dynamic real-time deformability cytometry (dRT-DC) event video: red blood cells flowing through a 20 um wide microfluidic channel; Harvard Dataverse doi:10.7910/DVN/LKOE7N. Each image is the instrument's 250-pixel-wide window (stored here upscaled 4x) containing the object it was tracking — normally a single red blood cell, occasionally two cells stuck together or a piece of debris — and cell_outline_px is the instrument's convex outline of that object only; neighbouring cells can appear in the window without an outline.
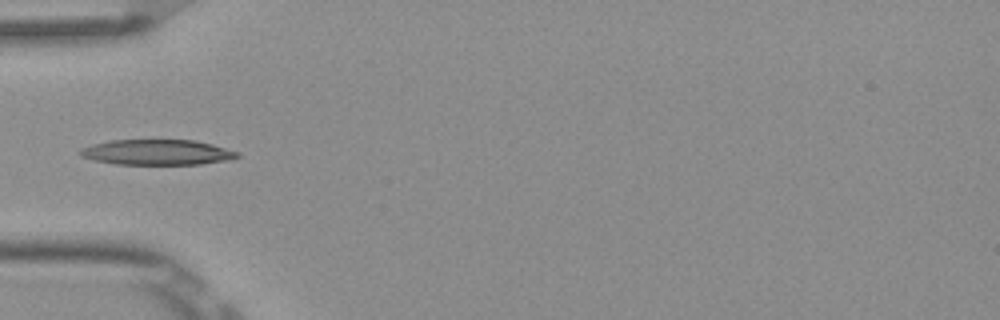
{"species": "Egyptian fruit bat (a non-hibernating species)", "species_latin": "Rousettus aegyptiacus", "temperature_condition": "room temperature", "stored_images_in_passage": 6, "camera_frame_rate_fps": 3000, "um_per_image_px": 0.085, "frame": {"image": 1, "passage_image": 5, "time_ms": 1.333, "image_size_px": [1000, 320], "cell_outline_px": [[240, 156], [232, 160], [200, 164], [116, 164], [96, 160], [80, 156], [80, 148], [92, 144], [112, 140], [196, 140], [212, 144], [240, 152]], "centroid_in_image_um": [13.41, 12.94], "position_along_channel_um": 71.6, "area_um2": 23.29}}
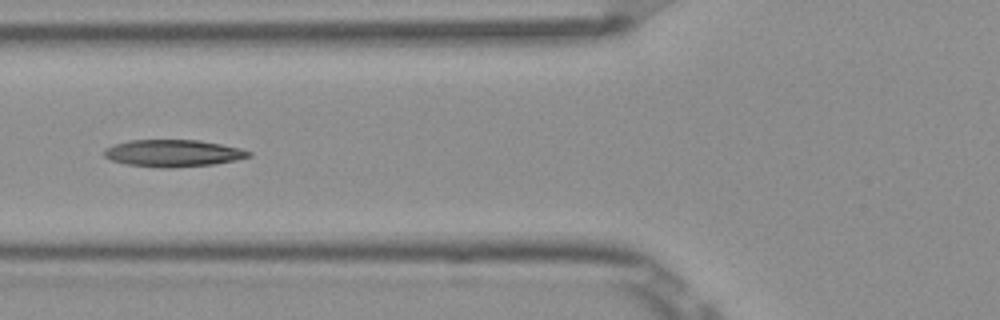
{"frame": {"image": 2, "passage_image": 6, "time_ms": 1.667, "image_size_px": [1000, 320], "cell_outline_px": [[252, 156], [212, 164], [172, 168], [160, 168], [128, 164], [112, 160], [104, 156], [104, 148], [128, 140], [200, 140], [240, 148], [252, 152]], "centroid_in_image_um": [14.7, 13.02], "position_along_channel_um": 111.1, "area_um2": 22.6}}